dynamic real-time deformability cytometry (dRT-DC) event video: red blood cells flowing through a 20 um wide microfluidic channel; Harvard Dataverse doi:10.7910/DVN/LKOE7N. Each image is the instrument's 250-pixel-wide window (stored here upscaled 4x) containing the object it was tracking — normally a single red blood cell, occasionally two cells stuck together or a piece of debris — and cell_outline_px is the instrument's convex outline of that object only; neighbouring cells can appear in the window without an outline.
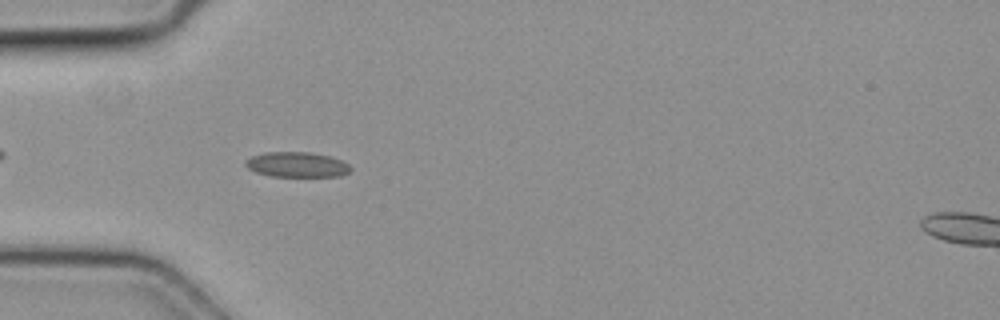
{"species": "common noctule bat (a hibernating species)", "species_latin": "Nyctalus noctula", "temperature_condition": "cold", "stored_images_in_passage": 5, "camera_frame_rate_fps": 3000, "um_per_image_px": 0.085, "animal": {"sex": "female", "body_mass_g": 19.3, "forearm_length_mm": 54.1}, "frame": {"image": 1, "passage_image": 4, "time_ms": 1.0, "image_size_px": [1000, 320], "cell_outline_px": [[352, 168], [348, 172], [340, 176], [268, 176], [256, 172], [248, 168], [244, 164], [244, 160], [252, 156], [264, 152], [308, 152], [328, 156], [340, 160], [348, 164]], "centroid_in_image_um": [25.19, 13.99], "position_along_channel_um": 59.8, "area_um2": 15.32}}
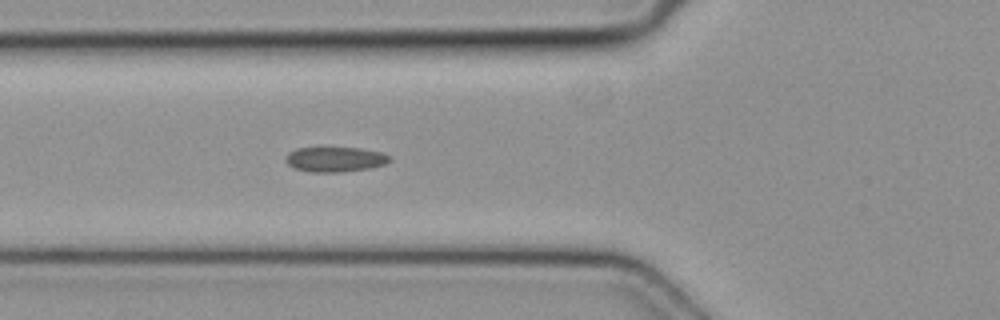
{"frame": {"image": 2, "passage_image": 5, "time_ms": 1.333, "image_size_px": [1000, 320], "cell_outline_px": [[392, 160], [384, 164], [372, 168], [340, 172], [312, 172], [292, 168], [284, 160], [284, 156], [288, 152], [296, 148], [324, 144], [360, 148], [380, 152], [392, 156]], "centroid_in_image_um": [28.43, 13.48], "position_along_channel_um": 97.4, "area_um2": 16.24}}